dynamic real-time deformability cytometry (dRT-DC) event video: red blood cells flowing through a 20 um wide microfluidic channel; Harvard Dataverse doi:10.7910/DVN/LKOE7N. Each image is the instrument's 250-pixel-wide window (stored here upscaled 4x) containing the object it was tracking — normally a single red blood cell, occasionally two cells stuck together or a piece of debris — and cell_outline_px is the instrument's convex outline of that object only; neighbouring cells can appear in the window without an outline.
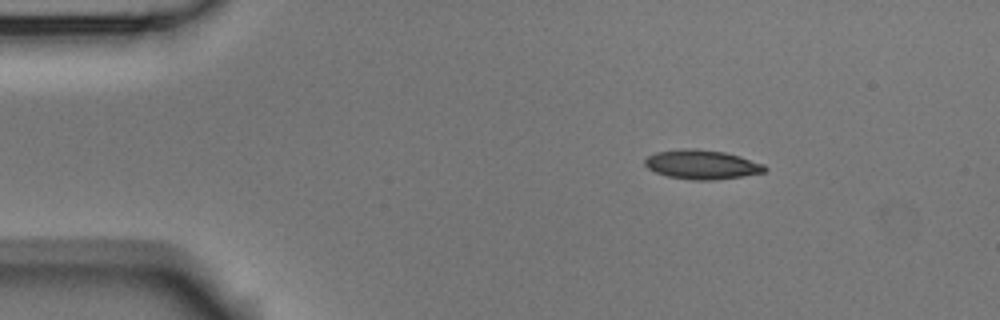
{"species": "Egyptian fruit bat (a non-hibernating species)", "species_latin": "Rousettus aegyptiacus", "temperature_condition": "room temperature", "stored_images_in_passage": 3, "camera_frame_rate_fps": 3000, "um_per_image_px": 0.085, "animal": {"sex": "male"}, "frame": {"image": 1, "passage_image": 1, "time_ms": 0.0, "image_size_px": [1000, 320], "cell_outline_px": [[768, 168], [764, 172], [744, 176], [712, 180], [692, 180], [668, 176], [656, 172], [648, 168], [644, 164], [644, 160], [648, 156], [656, 152], [680, 148], [692, 148], [724, 152], [740, 156], [764, 164]], "centroid_in_image_um": [59.66, 13.98], "position_along_channel_um": 25.3, "area_um2": 20.46}}